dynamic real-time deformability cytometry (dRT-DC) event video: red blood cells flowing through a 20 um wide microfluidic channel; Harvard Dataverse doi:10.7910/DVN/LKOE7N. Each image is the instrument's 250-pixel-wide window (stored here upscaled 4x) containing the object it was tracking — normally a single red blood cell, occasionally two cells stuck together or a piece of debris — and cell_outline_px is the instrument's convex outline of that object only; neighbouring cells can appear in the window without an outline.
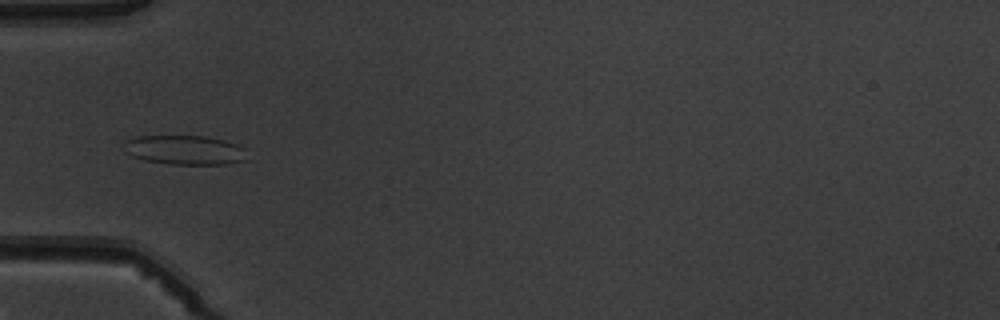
{"species": "common noctule bat (a hibernating species)", "species_latin": "Nyctalus noctula", "temperature_condition": "warm", "stored_images_in_passage": 6, "camera_frame_rate_fps": 3000, "um_per_image_px": 0.085, "animal": {"sex": "male", "body_mass_g": 19.5, "forearm_length_mm": 54.6}, "frame": {"image": 1, "passage_image": 6, "time_ms": 5.667, "image_size_px": [1000, 320], "cell_outline_px": [[248, 160], [228, 164], [172, 164], [144, 160], [132, 156], [124, 152], [124, 144], [128, 140], [136, 136], [204, 136], [224, 140], [236, 144], [244, 148]], "centroid_in_image_um": [15.72, 12.75], "position_along_channel_um": 69.3, "area_um2": 21.1}}